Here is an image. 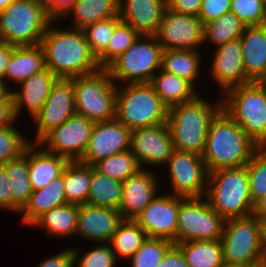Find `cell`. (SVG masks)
<instances>
[{"label":"cell","mask_w":266,"mask_h":267,"mask_svg":"<svg viewBox=\"0 0 266 267\" xmlns=\"http://www.w3.org/2000/svg\"><path fill=\"white\" fill-rule=\"evenodd\" d=\"M52 21L40 45L44 52L45 67L58 78L72 79L87 75L100 69L97 58L82 29L59 28Z\"/></svg>","instance_id":"cell-1"},{"label":"cell","mask_w":266,"mask_h":267,"mask_svg":"<svg viewBox=\"0 0 266 267\" xmlns=\"http://www.w3.org/2000/svg\"><path fill=\"white\" fill-rule=\"evenodd\" d=\"M260 147L221 108L211 120L201 157L208 172L246 166Z\"/></svg>","instance_id":"cell-2"},{"label":"cell","mask_w":266,"mask_h":267,"mask_svg":"<svg viewBox=\"0 0 266 267\" xmlns=\"http://www.w3.org/2000/svg\"><path fill=\"white\" fill-rule=\"evenodd\" d=\"M204 96L200 93L168 108L167 125L175 150L202 154L211 120L222 108L221 95L214 102Z\"/></svg>","instance_id":"cell-3"},{"label":"cell","mask_w":266,"mask_h":267,"mask_svg":"<svg viewBox=\"0 0 266 267\" xmlns=\"http://www.w3.org/2000/svg\"><path fill=\"white\" fill-rule=\"evenodd\" d=\"M205 197L224 220L252 215L254 204L246 166L209 172Z\"/></svg>","instance_id":"cell-4"},{"label":"cell","mask_w":266,"mask_h":267,"mask_svg":"<svg viewBox=\"0 0 266 267\" xmlns=\"http://www.w3.org/2000/svg\"><path fill=\"white\" fill-rule=\"evenodd\" d=\"M222 108L260 147H266V83L249 82L227 90Z\"/></svg>","instance_id":"cell-5"},{"label":"cell","mask_w":266,"mask_h":267,"mask_svg":"<svg viewBox=\"0 0 266 267\" xmlns=\"http://www.w3.org/2000/svg\"><path fill=\"white\" fill-rule=\"evenodd\" d=\"M167 117L168 107L150 82L117 85L116 119L129 130L167 123Z\"/></svg>","instance_id":"cell-6"},{"label":"cell","mask_w":266,"mask_h":267,"mask_svg":"<svg viewBox=\"0 0 266 267\" xmlns=\"http://www.w3.org/2000/svg\"><path fill=\"white\" fill-rule=\"evenodd\" d=\"M52 21L44 2L14 0L0 11V41L14 46L39 45Z\"/></svg>","instance_id":"cell-7"},{"label":"cell","mask_w":266,"mask_h":267,"mask_svg":"<svg viewBox=\"0 0 266 267\" xmlns=\"http://www.w3.org/2000/svg\"><path fill=\"white\" fill-rule=\"evenodd\" d=\"M72 79L76 114L94 123L116 118L117 85L107 68Z\"/></svg>","instance_id":"cell-8"},{"label":"cell","mask_w":266,"mask_h":267,"mask_svg":"<svg viewBox=\"0 0 266 267\" xmlns=\"http://www.w3.org/2000/svg\"><path fill=\"white\" fill-rule=\"evenodd\" d=\"M163 51L155 36L140 35L107 69L116 85L148 83L161 69Z\"/></svg>","instance_id":"cell-9"},{"label":"cell","mask_w":266,"mask_h":267,"mask_svg":"<svg viewBox=\"0 0 266 267\" xmlns=\"http://www.w3.org/2000/svg\"><path fill=\"white\" fill-rule=\"evenodd\" d=\"M220 242L225 264L246 267L264 261L262 223L253 214L225 220Z\"/></svg>","instance_id":"cell-10"},{"label":"cell","mask_w":266,"mask_h":267,"mask_svg":"<svg viewBox=\"0 0 266 267\" xmlns=\"http://www.w3.org/2000/svg\"><path fill=\"white\" fill-rule=\"evenodd\" d=\"M225 220L206 197H181L177 218V243L221 239Z\"/></svg>","instance_id":"cell-11"},{"label":"cell","mask_w":266,"mask_h":267,"mask_svg":"<svg viewBox=\"0 0 266 267\" xmlns=\"http://www.w3.org/2000/svg\"><path fill=\"white\" fill-rule=\"evenodd\" d=\"M165 167L170 194L185 198L206 196L209 172L201 155L174 150Z\"/></svg>","instance_id":"cell-12"},{"label":"cell","mask_w":266,"mask_h":267,"mask_svg":"<svg viewBox=\"0 0 266 267\" xmlns=\"http://www.w3.org/2000/svg\"><path fill=\"white\" fill-rule=\"evenodd\" d=\"M93 125V121L75 114L48 132L38 144L69 161H79L87 149Z\"/></svg>","instance_id":"cell-13"},{"label":"cell","mask_w":266,"mask_h":267,"mask_svg":"<svg viewBox=\"0 0 266 267\" xmlns=\"http://www.w3.org/2000/svg\"><path fill=\"white\" fill-rule=\"evenodd\" d=\"M75 114L73 79L58 78L46 102L32 118L36 131H34V139H29L30 142L38 143L48 132Z\"/></svg>","instance_id":"cell-14"},{"label":"cell","mask_w":266,"mask_h":267,"mask_svg":"<svg viewBox=\"0 0 266 267\" xmlns=\"http://www.w3.org/2000/svg\"><path fill=\"white\" fill-rule=\"evenodd\" d=\"M181 196L157 193L134 218L149 238H162L177 244V218Z\"/></svg>","instance_id":"cell-15"},{"label":"cell","mask_w":266,"mask_h":267,"mask_svg":"<svg viewBox=\"0 0 266 267\" xmlns=\"http://www.w3.org/2000/svg\"><path fill=\"white\" fill-rule=\"evenodd\" d=\"M164 50H200L203 47V23L198 16L165 11L154 35Z\"/></svg>","instance_id":"cell-16"},{"label":"cell","mask_w":266,"mask_h":267,"mask_svg":"<svg viewBox=\"0 0 266 267\" xmlns=\"http://www.w3.org/2000/svg\"><path fill=\"white\" fill-rule=\"evenodd\" d=\"M174 150L167 123L131 132L130 151L143 169L165 166Z\"/></svg>","instance_id":"cell-17"},{"label":"cell","mask_w":266,"mask_h":267,"mask_svg":"<svg viewBox=\"0 0 266 267\" xmlns=\"http://www.w3.org/2000/svg\"><path fill=\"white\" fill-rule=\"evenodd\" d=\"M131 132L116 118L95 122L87 149L79 161L93 166L102 159L130 150Z\"/></svg>","instance_id":"cell-18"},{"label":"cell","mask_w":266,"mask_h":267,"mask_svg":"<svg viewBox=\"0 0 266 267\" xmlns=\"http://www.w3.org/2000/svg\"><path fill=\"white\" fill-rule=\"evenodd\" d=\"M207 72L210 79L217 83L221 96L230 88L252 82L245 73L242 44L239 39L229 41L215 48ZM219 87V88H218Z\"/></svg>","instance_id":"cell-19"},{"label":"cell","mask_w":266,"mask_h":267,"mask_svg":"<svg viewBox=\"0 0 266 267\" xmlns=\"http://www.w3.org/2000/svg\"><path fill=\"white\" fill-rule=\"evenodd\" d=\"M123 221L119 210L110 207L79 205L75 237L88 243H109ZM79 236V237H78Z\"/></svg>","instance_id":"cell-20"},{"label":"cell","mask_w":266,"mask_h":267,"mask_svg":"<svg viewBox=\"0 0 266 267\" xmlns=\"http://www.w3.org/2000/svg\"><path fill=\"white\" fill-rule=\"evenodd\" d=\"M160 177L151 169L141 168L122 182V200L119 212L123 219L134 218L160 192ZM160 184V185H159Z\"/></svg>","instance_id":"cell-21"},{"label":"cell","mask_w":266,"mask_h":267,"mask_svg":"<svg viewBox=\"0 0 266 267\" xmlns=\"http://www.w3.org/2000/svg\"><path fill=\"white\" fill-rule=\"evenodd\" d=\"M57 79L58 77L45 67L17 85L18 88L13 86L12 96L16 119L19 120L24 109L31 120L46 102Z\"/></svg>","instance_id":"cell-22"},{"label":"cell","mask_w":266,"mask_h":267,"mask_svg":"<svg viewBox=\"0 0 266 267\" xmlns=\"http://www.w3.org/2000/svg\"><path fill=\"white\" fill-rule=\"evenodd\" d=\"M167 9V0H119V17L140 35L154 36Z\"/></svg>","instance_id":"cell-23"},{"label":"cell","mask_w":266,"mask_h":267,"mask_svg":"<svg viewBox=\"0 0 266 267\" xmlns=\"http://www.w3.org/2000/svg\"><path fill=\"white\" fill-rule=\"evenodd\" d=\"M243 65L246 76L255 82L266 81V29L265 23L259 26H246L240 37Z\"/></svg>","instance_id":"cell-24"},{"label":"cell","mask_w":266,"mask_h":267,"mask_svg":"<svg viewBox=\"0 0 266 267\" xmlns=\"http://www.w3.org/2000/svg\"><path fill=\"white\" fill-rule=\"evenodd\" d=\"M69 160L46 151L38 143L28 145V174L32 190L44 188L62 174Z\"/></svg>","instance_id":"cell-25"},{"label":"cell","mask_w":266,"mask_h":267,"mask_svg":"<svg viewBox=\"0 0 266 267\" xmlns=\"http://www.w3.org/2000/svg\"><path fill=\"white\" fill-rule=\"evenodd\" d=\"M67 203L62 172L44 188L32 191L27 204L17 215H21L23 225L30 226L44 212Z\"/></svg>","instance_id":"cell-26"},{"label":"cell","mask_w":266,"mask_h":267,"mask_svg":"<svg viewBox=\"0 0 266 267\" xmlns=\"http://www.w3.org/2000/svg\"><path fill=\"white\" fill-rule=\"evenodd\" d=\"M45 68L44 52L42 46H15L11 59L6 66L4 82L16 87L25 79H28ZM9 83V84H8Z\"/></svg>","instance_id":"cell-27"},{"label":"cell","mask_w":266,"mask_h":267,"mask_svg":"<svg viewBox=\"0 0 266 267\" xmlns=\"http://www.w3.org/2000/svg\"><path fill=\"white\" fill-rule=\"evenodd\" d=\"M79 205L67 203L44 212L30 226L43 228L46 235L57 239L75 237Z\"/></svg>","instance_id":"cell-28"},{"label":"cell","mask_w":266,"mask_h":267,"mask_svg":"<svg viewBox=\"0 0 266 267\" xmlns=\"http://www.w3.org/2000/svg\"><path fill=\"white\" fill-rule=\"evenodd\" d=\"M202 55L201 50H164L161 70L176 74L197 89V81L200 80L201 73H204Z\"/></svg>","instance_id":"cell-29"},{"label":"cell","mask_w":266,"mask_h":267,"mask_svg":"<svg viewBox=\"0 0 266 267\" xmlns=\"http://www.w3.org/2000/svg\"><path fill=\"white\" fill-rule=\"evenodd\" d=\"M150 83L168 108L190 101L202 92L185 79L161 69L153 76Z\"/></svg>","instance_id":"cell-30"},{"label":"cell","mask_w":266,"mask_h":267,"mask_svg":"<svg viewBox=\"0 0 266 267\" xmlns=\"http://www.w3.org/2000/svg\"><path fill=\"white\" fill-rule=\"evenodd\" d=\"M69 15V16H68ZM119 15V0H77L62 18L73 16L70 28L83 29L85 26Z\"/></svg>","instance_id":"cell-31"},{"label":"cell","mask_w":266,"mask_h":267,"mask_svg":"<svg viewBox=\"0 0 266 267\" xmlns=\"http://www.w3.org/2000/svg\"><path fill=\"white\" fill-rule=\"evenodd\" d=\"M12 193V213H19L32 193L28 174V146L20 156L3 164Z\"/></svg>","instance_id":"cell-32"},{"label":"cell","mask_w":266,"mask_h":267,"mask_svg":"<svg viewBox=\"0 0 266 267\" xmlns=\"http://www.w3.org/2000/svg\"><path fill=\"white\" fill-rule=\"evenodd\" d=\"M189 267H220L224 255L220 239L187 241L175 244Z\"/></svg>","instance_id":"cell-33"},{"label":"cell","mask_w":266,"mask_h":267,"mask_svg":"<svg viewBox=\"0 0 266 267\" xmlns=\"http://www.w3.org/2000/svg\"><path fill=\"white\" fill-rule=\"evenodd\" d=\"M92 166L69 161L63 170L64 191L68 203L86 204L90 192Z\"/></svg>","instance_id":"cell-34"},{"label":"cell","mask_w":266,"mask_h":267,"mask_svg":"<svg viewBox=\"0 0 266 267\" xmlns=\"http://www.w3.org/2000/svg\"><path fill=\"white\" fill-rule=\"evenodd\" d=\"M246 25L232 12L203 24V46L218 47L229 41L239 39ZM208 43V44H206Z\"/></svg>","instance_id":"cell-35"},{"label":"cell","mask_w":266,"mask_h":267,"mask_svg":"<svg viewBox=\"0 0 266 267\" xmlns=\"http://www.w3.org/2000/svg\"><path fill=\"white\" fill-rule=\"evenodd\" d=\"M122 182L100 173L92 166V179L87 204L119 210Z\"/></svg>","instance_id":"cell-36"},{"label":"cell","mask_w":266,"mask_h":267,"mask_svg":"<svg viewBox=\"0 0 266 267\" xmlns=\"http://www.w3.org/2000/svg\"><path fill=\"white\" fill-rule=\"evenodd\" d=\"M147 239L144 230L132 219H123L109 242L117 259H130Z\"/></svg>","instance_id":"cell-37"},{"label":"cell","mask_w":266,"mask_h":267,"mask_svg":"<svg viewBox=\"0 0 266 267\" xmlns=\"http://www.w3.org/2000/svg\"><path fill=\"white\" fill-rule=\"evenodd\" d=\"M93 167L112 179L124 182L141 169L137 159L130 150L117 153L95 163Z\"/></svg>","instance_id":"cell-38"},{"label":"cell","mask_w":266,"mask_h":267,"mask_svg":"<svg viewBox=\"0 0 266 267\" xmlns=\"http://www.w3.org/2000/svg\"><path fill=\"white\" fill-rule=\"evenodd\" d=\"M140 36L130 25L120 22L109 40L107 48L97 57L100 68H107Z\"/></svg>","instance_id":"cell-39"},{"label":"cell","mask_w":266,"mask_h":267,"mask_svg":"<svg viewBox=\"0 0 266 267\" xmlns=\"http://www.w3.org/2000/svg\"><path fill=\"white\" fill-rule=\"evenodd\" d=\"M96 244L82 254L80 247L73 245L74 267H116L120 263L109 243Z\"/></svg>","instance_id":"cell-40"},{"label":"cell","mask_w":266,"mask_h":267,"mask_svg":"<svg viewBox=\"0 0 266 267\" xmlns=\"http://www.w3.org/2000/svg\"><path fill=\"white\" fill-rule=\"evenodd\" d=\"M173 245L170 240L147 237L142 246L128 259V263L130 267H158Z\"/></svg>","instance_id":"cell-41"},{"label":"cell","mask_w":266,"mask_h":267,"mask_svg":"<svg viewBox=\"0 0 266 267\" xmlns=\"http://www.w3.org/2000/svg\"><path fill=\"white\" fill-rule=\"evenodd\" d=\"M120 22L118 15L89 24L82 29L90 50L96 58L107 48L115 27Z\"/></svg>","instance_id":"cell-42"},{"label":"cell","mask_w":266,"mask_h":267,"mask_svg":"<svg viewBox=\"0 0 266 267\" xmlns=\"http://www.w3.org/2000/svg\"><path fill=\"white\" fill-rule=\"evenodd\" d=\"M24 135L17 123L0 127V165L20 156L31 143L30 138Z\"/></svg>","instance_id":"cell-43"},{"label":"cell","mask_w":266,"mask_h":267,"mask_svg":"<svg viewBox=\"0 0 266 267\" xmlns=\"http://www.w3.org/2000/svg\"><path fill=\"white\" fill-rule=\"evenodd\" d=\"M253 204L266 195V147L259 148L246 165Z\"/></svg>","instance_id":"cell-44"},{"label":"cell","mask_w":266,"mask_h":267,"mask_svg":"<svg viewBox=\"0 0 266 267\" xmlns=\"http://www.w3.org/2000/svg\"><path fill=\"white\" fill-rule=\"evenodd\" d=\"M230 12L246 26H259L266 23V3L262 0H231Z\"/></svg>","instance_id":"cell-45"},{"label":"cell","mask_w":266,"mask_h":267,"mask_svg":"<svg viewBox=\"0 0 266 267\" xmlns=\"http://www.w3.org/2000/svg\"><path fill=\"white\" fill-rule=\"evenodd\" d=\"M231 0H203L198 18L203 24L230 12Z\"/></svg>","instance_id":"cell-46"},{"label":"cell","mask_w":266,"mask_h":267,"mask_svg":"<svg viewBox=\"0 0 266 267\" xmlns=\"http://www.w3.org/2000/svg\"><path fill=\"white\" fill-rule=\"evenodd\" d=\"M36 267H74L72 247L63 248L55 255L45 257Z\"/></svg>","instance_id":"cell-47"},{"label":"cell","mask_w":266,"mask_h":267,"mask_svg":"<svg viewBox=\"0 0 266 267\" xmlns=\"http://www.w3.org/2000/svg\"><path fill=\"white\" fill-rule=\"evenodd\" d=\"M77 0H46L45 6L47 9L48 16L53 21H62V18L72 8Z\"/></svg>","instance_id":"cell-48"},{"label":"cell","mask_w":266,"mask_h":267,"mask_svg":"<svg viewBox=\"0 0 266 267\" xmlns=\"http://www.w3.org/2000/svg\"><path fill=\"white\" fill-rule=\"evenodd\" d=\"M203 0H167V8L175 13L198 16Z\"/></svg>","instance_id":"cell-49"},{"label":"cell","mask_w":266,"mask_h":267,"mask_svg":"<svg viewBox=\"0 0 266 267\" xmlns=\"http://www.w3.org/2000/svg\"><path fill=\"white\" fill-rule=\"evenodd\" d=\"M7 178L6 170L0 165V210L12 212V193Z\"/></svg>","instance_id":"cell-50"},{"label":"cell","mask_w":266,"mask_h":267,"mask_svg":"<svg viewBox=\"0 0 266 267\" xmlns=\"http://www.w3.org/2000/svg\"><path fill=\"white\" fill-rule=\"evenodd\" d=\"M158 267H189L181 250L174 244L164 255Z\"/></svg>","instance_id":"cell-51"},{"label":"cell","mask_w":266,"mask_h":267,"mask_svg":"<svg viewBox=\"0 0 266 267\" xmlns=\"http://www.w3.org/2000/svg\"><path fill=\"white\" fill-rule=\"evenodd\" d=\"M18 121L14 114L13 96L0 102V127H7Z\"/></svg>","instance_id":"cell-52"},{"label":"cell","mask_w":266,"mask_h":267,"mask_svg":"<svg viewBox=\"0 0 266 267\" xmlns=\"http://www.w3.org/2000/svg\"><path fill=\"white\" fill-rule=\"evenodd\" d=\"M14 47V45L0 41V81L4 82L6 66L11 59Z\"/></svg>","instance_id":"cell-53"},{"label":"cell","mask_w":266,"mask_h":267,"mask_svg":"<svg viewBox=\"0 0 266 267\" xmlns=\"http://www.w3.org/2000/svg\"><path fill=\"white\" fill-rule=\"evenodd\" d=\"M261 223L266 222V195L254 204L252 213Z\"/></svg>","instance_id":"cell-54"},{"label":"cell","mask_w":266,"mask_h":267,"mask_svg":"<svg viewBox=\"0 0 266 267\" xmlns=\"http://www.w3.org/2000/svg\"><path fill=\"white\" fill-rule=\"evenodd\" d=\"M12 87L0 81V102L7 100L12 95Z\"/></svg>","instance_id":"cell-55"},{"label":"cell","mask_w":266,"mask_h":267,"mask_svg":"<svg viewBox=\"0 0 266 267\" xmlns=\"http://www.w3.org/2000/svg\"><path fill=\"white\" fill-rule=\"evenodd\" d=\"M262 241H263V253L266 257V222L262 223Z\"/></svg>","instance_id":"cell-56"},{"label":"cell","mask_w":266,"mask_h":267,"mask_svg":"<svg viewBox=\"0 0 266 267\" xmlns=\"http://www.w3.org/2000/svg\"><path fill=\"white\" fill-rule=\"evenodd\" d=\"M14 0H0V11L5 10Z\"/></svg>","instance_id":"cell-57"},{"label":"cell","mask_w":266,"mask_h":267,"mask_svg":"<svg viewBox=\"0 0 266 267\" xmlns=\"http://www.w3.org/2000/svg\"><path fill=\"white\" fill-rule=\"evenodd\" d=\"M246 267H266V262L265 261H261L259 263L253 264V265H249Z\"/></svg>","instance_id":"cell-58"},{"label":"cell","mask_w":266,"mask_h":267,"mask_svg":"<svg viewBox=\"0 0 266 267\" xmlns=\"http://www.w3.org/2000/svg\"><path fill=\"white\" fill-rule=\"evenodd\" d=\"M220 267H244V266H240V265H229V264H222Z\"/></svg>","instance_id":"cell-59"},{"label":"cell","mask_w":266,"mask_h":267,"mask_svg":"<svg viewBox=\"0 0 266 267\" xmlns=\"http://www.w3.org/2000/svg\"><path fill=\"white\" fill-rule=\"evenodd\" d=\"M37 1L44 2V3L46 2V0H37Z\"/></svg>","instance_id":"cell-60"}]
</instances>
